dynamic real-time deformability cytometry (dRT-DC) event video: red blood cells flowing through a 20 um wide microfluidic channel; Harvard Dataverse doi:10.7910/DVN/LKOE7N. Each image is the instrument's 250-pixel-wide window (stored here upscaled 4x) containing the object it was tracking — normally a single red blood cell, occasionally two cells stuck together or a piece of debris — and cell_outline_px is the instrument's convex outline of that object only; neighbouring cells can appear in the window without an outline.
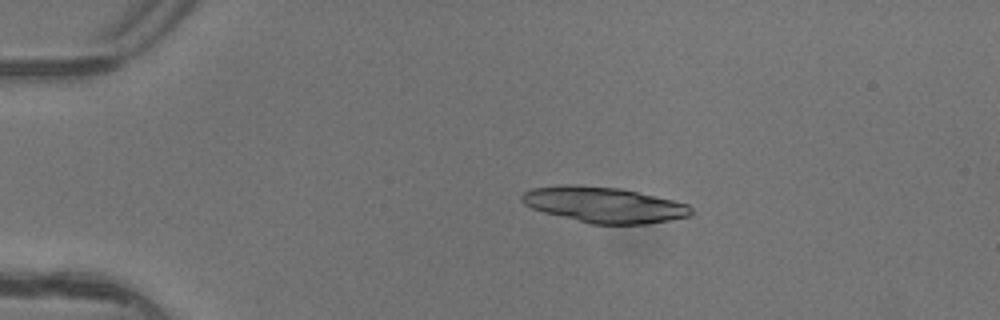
{"species": "common noctule bat (a hibernating species)", "species_latin": "Nyctalus noctula", "temperature_condition": "warm", "stored_images_in_passage": 5, "camera_frame_rate_fps": 3000, "um_per_image_px": 0.085, "animal": {"sex": "female"}, "frame": {"image": 1, "passage_image": 3, "time_ms": 0.667, "image_size_px": [1000, 320], "cell_outline_px": [[692, 212], [688, 216], [648, 224], [588, 224], [544, 212], [532, 208], [524, 204], [520, 200], [520, 196], [524, 192], [532, 188], [560, 184], [572, 184], [620, 188], [672, 200], [688, 204], [692, 208]], "centroid_in_image_um": [51.28, 17.4], "position_along_channel_um": 33.7, "area_um2": 35.26}}